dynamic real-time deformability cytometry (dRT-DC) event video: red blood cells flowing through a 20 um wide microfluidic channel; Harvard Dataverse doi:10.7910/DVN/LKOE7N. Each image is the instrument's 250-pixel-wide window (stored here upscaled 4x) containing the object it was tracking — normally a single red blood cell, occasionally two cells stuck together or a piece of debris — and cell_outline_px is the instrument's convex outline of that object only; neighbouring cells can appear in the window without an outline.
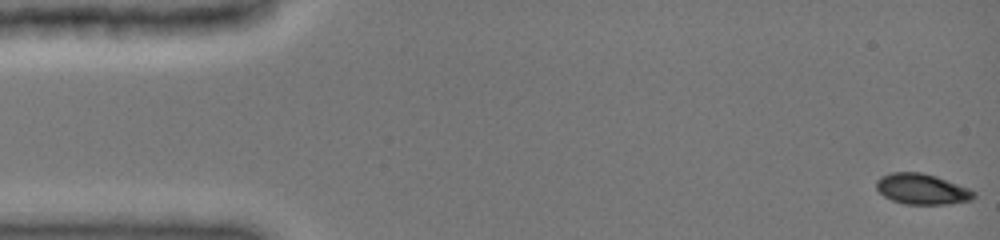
{"species": "common noctule bat (a hibernating species)", "species_latin": "Nyctalus noctula", "temperature_condition": "cold", "stored_images_in_passage": 48, "camera_frame_rate_fps": 3000, "um_per_image_px": 0.085, "animal": {"sex": "female", "body_mass_g": 19.0, "forearm_length_mm": 51.5}, "frame": {"image": 1, "passage_image": 1, "time_ms": 0.0, "image_size_px": [1000, 240], "cell_outline_px": [[976, 196], [972, 200], [948, 204], [904, 204], [892, 200], [884, 196], [876, 188], [876, 180], [880, 176], [892, 172], [920, 172], [936, 176], [968, 188], [976, 192]], "centroid_in_image_um": [78.36, 16.07], "position_along_channel_um": 6.6, "area_um2": 17.46}}
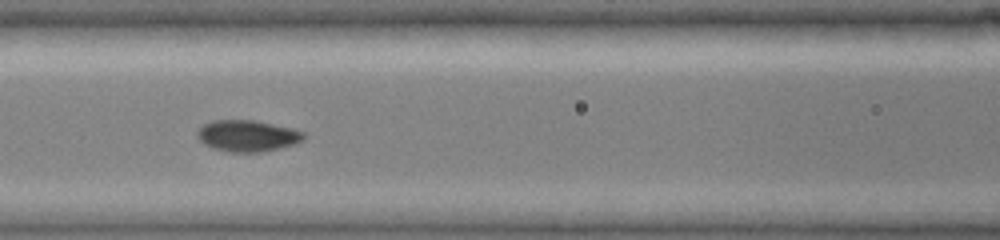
{"frame": {"image": 2, "passage_image": 21, "time_ms": 6.667, "image_size_px": [1000, 240], "cell_outline_px": [[304, 140], [296, 144], [260, 152], [228, 152], [212, 148], [204, 144], [196, 136], [196, 132], [204, 124], [212, 120], [256, 120], [292, 128], [304, 132]], "centroid_in_image_um": [21.02, 11.54], "position_along_channel_um": 145.6, "area_um2": 19.59}}
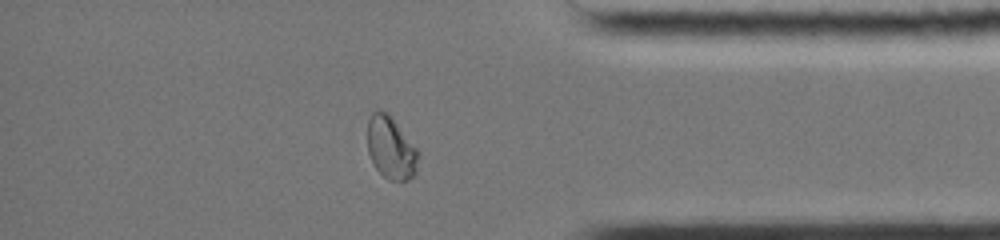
{"frame": {"image": 3, "passage_image": 41, "time_ms": 13.333, "image_size_px": [1000, 240], "cell_outline_px": [[420, 152], [416, 172], [408, 180], [388, 180], [372, 164], [368, 152], [368, 120], [372, 112], [376, 108], [380, 108], [388, 112], [392, 116]], "centroid_in_image_um": [33.23, 12.53], "position_along_channel_um": 402.0, "area_um2": 18.9}, "authors_computed_cell_mechanics": {"area_um2": 18.4382, "velocity_mm_per_s": 3.9729, "shape_relaxation_time_tau1_ms": 9.4698, "shape_relaxation_time_tau2_ms": null, "deformation_change_tau1": 0.2316, "deformation_change_tau2": null}}